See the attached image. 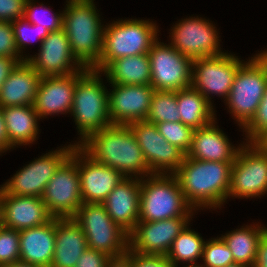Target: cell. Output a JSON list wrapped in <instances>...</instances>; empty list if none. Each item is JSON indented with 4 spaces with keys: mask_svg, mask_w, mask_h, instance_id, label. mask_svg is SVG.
Listing matches in <instances>:
<instances>
[{
    "mask_svg": "<svg viewBox=\"0 0 267 267\" xmlns=\"http://www.w3.org/2000/svg\"><path fill=\"white\" fill-rule=\"evenodd\" d=\"M94 161L120 171L126 178L152 174L128 125H111L89 135L78 145Z\"/></svg>",
    "mask_w": 267,
    "mask_h": 267,
    "instance_id": "cell-1",
    "label": "cell"
},
{
    "mask_svg": "<svg viewBox=\"0 0 267 267\" xmlns=\"http://www.w3.org/2000/svg\"><path fill=\"white\" fill-rule=\"evenodd\" d=\"M233 163L197 160L185 156L174 173L188 204L199 208L217 209L228 199Z\"/></svg>",
    "mask_w": 267,
    "mask_h": 267,
    "instance_id": "cell-2",
    "label": "cell"
},
{
    "mask_svg": "<svg viewBox=\"0 0 267 267\" xmlns=\"http://www.w3.org/2000/svg\"><path fill=\"white\" fill-rule=\"evenodd\" d=\"M66 2L62 29L68 36L73 55L84 68H94L102 54L105 27L101 22L99 11L94 0H66Z\"/></svg>",
    "mask_w": 267,
    "mask_h": 267,
    "instance_id": "cell-3",
    "label": "cell"
},
{
    "mask_svg": "<svg viewBox=\"0 0 267 267\" xmlns=\"http://www.w3.org/2000/svg\"><path fill=\"white\" fill-rule=\"evenodd\" d=\"M101 71L85 68L76 72V86L70 114L77 126L82 143L89 135L112 125L108 112V89Z\"/></svg>",
    "mask_w": 267,
    "mask_h": 267,
    "instance_id": "cell-4",
    "label": "cell"
},
{
    "mask_svg": "<svg viewBox=\"0 0 267 267\" xmlns=\"http://www.w3.org/2000/svg\"><path fill=\"white\" fill-rule=\"evenodd\" d=\"M194 211L174 174H150L141 179L139 221L192 217Z\"/></svg>",
    "mask_w": 267,
    "mask_h": 267,
    "instance_id": "cell-5",
    "label": "cell"
},
{
    "mask_svg": "<svg viewBox=\"0 0 267 267\" xmlns=\"http://www.w3.org/2000/svg\"><path fill=\"white\" fill-rule=\"evenodd\" d=\"M104 26L102 54L93 68L97 71L115 59L148 53L158 39L159 29L152 20L117 19Z\"/></svg>",
    "mask_w": 267,
    "mask_h": 267,
    "instance_id": "cell-6",
    "label": "cell"
},
{
    "mask_svg": "<svg viewBox=\"0 0 267 267\" xmlns=\"http://www.w3.org/2000/svg\"><path fill=\"white\" fill-rule=\"evenodd\" d=\"M247 61L238 68L225 101L240 129L253 118L267 87L266 65L256 54Z\"/></svg>",
    "mask_w": 267,
    "mask_h": 267,
    "instance_id": "cell-7",
    "label": "cell"
},
{
    "mask_svg": "<svg viewBox=\"0 0 267 267\" xmlns=\"http://www.w3.org/2000/svg\"><path fill=\"white\" fill-rule=\"evenodd\" d=\"M73 219L83 230L88 248L111 258L124 257L129 249V234L108 215L103 204L83 203Z\"/></svg>",
    "mask_w": 267,
    "mask_h": 267,
    "instance_id": "cell-8",
    "label": "cell"
},
{
    "mask_svg": "<svg viewBox=\"0 0 267 267\" xmlns=\"http://www.w3.org/2000/svg\"><path fill=\"white\" fill-rule=\"evenodd\" d=\"M243 142L231 167L228 198L267 194V153L256 142Z\"/></svg>",
    "mask_w": 267,
    "mask_h": 267,
    "instance_id": "cell-9",
    "label": "cell"
},
{
    "mask_svg": "<svg viewBox=\"0 0 267 267\" xmlns=\"http://www.w3.org/2000/svg\"><path fill=\"white\" fill-rule=\"evenodd\" d=\"M150 85L159 91H179L192 85V59L157 39L148 52Z\"/></svg>",
    "mask_w": 267,
    "mask_h": 267,
    "instance_id": "cell-10",
    "label": "cell"
},
{
    "mask_svg": "<svg viewBox=\"0 0 267 267\" xmlns=\"http://www.w3.org/2000/svg\"><path fill=\"white\" fill-rule=\"evenodd\" d=\"M243 63L244 60L227 52L218 56L194 59L192 61L191 86L211 104H213L211 102L213 94L222 97L225 102L230 94L238 68Z\"/></svg>",
    "mask_w": 267,
    "mask_h": 267,
    "instance_id": "cell-11",
    "label": "cell"
},
{
    "mask_svg": "<svg viewBox=\"0 0 267 267\" xmlns=\"http://www.w3.org/2000/svg\"><path fill=\"white\" fill-rule=\"evenodd\" d=\"M76 144L40 156L16 172L0 187L10 195L42 197L45 187L61 164L71 155Z\"/></svg>",
    "mask_w": 267,
    "mask_h": 267,
    "instance_id": "cell-12",
    "label": "cell"
},
{
    "mask_svg": "<svg viewBox=\"0 0 267 267\" xmlns=\"http://www.w3.org/2000/svg\"><path fill=\"white\" fill-rule=\"evenodd\" d=\"M41 198L53 217L68 218L77 213L83 199L77 162L71 156L57 169Z\"/></svg>",
    "mask_w": 267,
    "mask_h": 267,
    "instance_id": "cell-13",
    "label": "cell"
},
{
    "mask_svg": "<svg viewBox=\"0 0 267 267\" xmlns=\"http://www.w3.org/2000/svg\"><path fill=\"white\" fill-rule=\"evenodd\" d=\"M215 28L212 21L205 18H183L171 28L170 44L192 60L224 54L220 47L219 31Z\"/></svg>",
    "mask_w": 267,
    "mask_h": 267,
    "instance_id": "cell-14",
    "label": "cell"
},
{
    "mask_svg": "<svg viewBox=\"0 0 267 267\" xmlns=\"http://www.w3.org/2000/svg\"><path fill=\"white\" fill-rule=\"evenodd\" d=\"M152 174H174L186 154L170 144L158 132L157 126L147 120L128 124Z\"/></svg>",
    "mask_w": 267,
    "mask_h": 267,
    "instance_id": "cell-15",
    "label": "cell"
},
{
    "mask_svg": "<svg viewBox=\"0 0 267 267\" xmlns=\"http://www.w3.org/2000/svg\"><path fill=\"white\" fill-rule=\"evenodd\" d=\"M193 217H175L153 222L138 221L129 234V249L140 255L166 256L173 240Z\"/></svg>",
    "mask_w": 267,
    "mask_h": 267,
    "instance_id": "cell-16",
    "label": "cell"
},
{
    "mask_svg": "<svg viewBox=\"0 0 267 267\" xmlns=\"http://www.w3.org/2000/svg\"><path fill=\"white\" fill-rule=\"evenodd\" d=\"M39 46L37 55L27 56L26 61L41 77L70 75L85 69L73 55L63 29L49 32Z\"/></svg>",
    "mask_w": 267,
    "mask_h": 267,
    "instance_id": "cell-17",
    "label": "cell"
},
{
    "mask_svg": "<svg viewBox=\"0 0 267 267\" xmlns=\"http://www.w3.org/2000/svg\"><path fill=\"white\" fill-rule=\"evenodd\" d=\"M70 156L77 162L83 203L102 204L126 178L120 171L94 161L78 145Z\"/></svg>",
    "mask_w": 267,
    "mask_h": 267,
    "instance_id": "cell-18",
    "label": "cell"
},
{
    "mask_svg": "<svg viewBox=\"0 0 267 267\" xmlns=\"http://www.w3.org/2000/svg\"><path fill=\"white\" fill-rule=\"evenodd\" d=\"M111 84L108 112L112 125H128L146 120L155 89L151 85Z\"/></svg>",
    "mask_w": 267,
    "mask_h": 267,
    "instance_id": "cell-19",
    "label": "cell"
},
{
    "mask_svg": "<svg viewBox=\"0 0 267 267\" xmlns=\"http://www.w3.org/2000/svg\"><path fill=\"white\" fill-rule=\"evenodd\" d=\"M1 225L21 231L42 226L53 216L41 197L7 194L0 187Z\"/></svg>",
    "mask_w": 267,
    "mask_h": 267,
    "instance_id": "cell-20",
    "label": "cell"
},
{
    "mask_svg": "<svg viewBox=\"0 0 267 267\" xmlns=\"http://www.w3.org/2000/svg\"><path fill=\"white\" fill-rule=\"evenodd\" d=\"M75 86L76 73L42 77L33 103L39 118L54 114H70Z\"/></svg>",
    "mask_w": 267,
    "mask_h": 267,
    "instance_id": "cell-21",
    "label": "cell"
},
{
    "mask_svg": "<svg viewBox=\"0 0 267 267\" xmlns=\"http://www.w3.org/2000/svg\"><path fill=\"white\" fill-rule=\"evenodd\" d=\"M216 119L210 124L194 129L191 147L186 156L188 158L234 163L240 147L231 145L225 133L216 126Z\"/></svg>",
    "mask_w": 267,
    "mask_h": 267,
    "instance_id": "cell-22",
    "label": "cell"
},
{
    "mask_svg": "<svg viewBox=\"0 0 267 267\" xmlns=\"http://www.w3.org/2000/svg\"><path fill=\"white\" fill-rule=\"evenodd\" d=\"M140 178H125L102 203L110 218L130 234L139 221Z\"/></svg>",
    "mask_w": 267,
    "mask_h": 267,
    "instance_id": "cell-23",
    "label": "cell"
},
{
    "mask_svg": "<svg viewBox=\"0 0 267 267\" xmlns=\"http://www.w3.org/2000/svg\"><path fill=\"white\" fill-rule=\"evenodd\" d=\"M20 261L50 267L55 249V217L42 226L19 231Z\"/></svg>",
    "mask_w": 267,
    "mask_h": 267,
    "instance_id": "cell-24",
    "label": "cell"
},
{
    "mask_svg": "<svg viewBox=\"0 0 267 267\" xmlns=\"http://www.w3.org/2000/svg\"><path fill=\"white\" fill-rule=\"evenodd\" d=\"M87 248L86 236L73 217H55V249L50 267H75Z\"/></svg>",
    "mask_w": 267,
    "mask_h": 267,
    "instance_id": "cell-25",
    "label": "cell"
},
{
    "mask_svg": "<svg viewBox=\"0 0 267 267\" xmlns=\"http://www.w3.org/2000/svg\"><path fill=\"white\" fill-rule=\"evenodd\" d=\"M41 76L25 60L16 65L0 90V106L33 105Z\"/></svg>",
    "mask_w": 267,
    "mask_h": 267,
    "instance_id": "cell-26",
    "label": "cell"
},
{
    "mask_svg": "<svg viewBox=\"0 0 267 267\" xmlns=\"http://www.w3.org/2000/svg\"><path fill=\"white\" fill-rule=\"evenodd\" d=\"M9 144L25 146L33 144L38 138L40 120L33 105L2 107Z\"/></svg>",
    "mask_w": 267,
    "mask_h": 267,
    "instance_id": "cell-27",
    "label": "cell"
},
{
    "mask_svg": "<svg viewBox=\"0 0 267 267\" xmlns=\"http://www.w3.org/2000/svg\"><path fill=\"white\" fill-rule=\"evenodd\" d=\"M107 81L120 85H150L151 68L148 53L111 61L102 71Z\"/></svg>",
    "mask_w": 267,
    "mask_h": 267,
    "instance_id": "cell-28",
    "label": "cell"
},
{
    "mask_svg": "<svg viewBox=\"0 0 267 267\" xmlns=\"http://www.w3.org/2000/svg\"><path fill=\"white\" fill-rule=\"evenodd\" d=\"M176 99L180 122L193 129L204 127L217 119L214 105L192 86L176 91Z\"/></svg>",
    "mask_w": 267,
    "mask_h": 267,
    "instance_id": "cell-29",
    "label": "cell"
},
{
    "mask_svg": "<svg viewBox=\"0 0 267 267\" xmlns=\"http://www.w3.org/2000/svg\"><path fill=\"white\" fill-rule=\"evenodd\" d=\"M267 230L265 226L255 224L245 225L225 235L220 236L227 244L235 263L253 267L256 261V253L259 239Z\"/></svg>",
    "mask_w": 267,
    "mask_h": 267,
    "instance_id": "cell-30",
    "label": "cell"
},
{
    "mask_svg": "<svg viewBox=\"0 0 267 267\" xmlns=\"http://www.w3.org/2000/svg\"><path fill=\"white\" fill-rule=\"evenodd\" d=\"M188 224L184 230L173 240L166 258L174 265L196 264L202 258L205 240L196 231L189 229Z\"/></svg>",
    "mask_w": 267,
    "mask_h": 267,
    "instance_id": "cell-31",
    "label": "cell"
},
{
    "mask_svg": "<svg viewBox=\"0 0 267 267\" xmlns=\"http://www.w3.org/2000/svg\"><path fill=\"white\" fill-rule=\"evenodd\" d=\"M146 120L154 124L180 121L176 91L155 90Z\"/></svg>",
    "mask_w": 267,
    "mask_h": 267,
    "instance_id": "cell-32",
    "label": "cell"
},
{
    "mask_svg": "<svg viewBox=\"0 0 267 267\" xmlns=\"http://www.w3.org/2000/svg\"><path fill=\"white\" fill-rule=\"evenodd\" d=\"M33 1L34 0H26L25 3L24 18L28 22L35 25H42L49 32L62 29L63 11L59 14L54 12L53 14H49V12H51L50 8L46 7L43 3L35 5Z\"/></svg>",
    "mask_w": 267,
    "mask_h": 267,
    "instance_id": "cell-33",
    "label": "cell"
},
{
    "mask_svg": "<svg viewBox=\"0 0 267 267\" xmlns=\"http://www.w3.org/2000/svg\"><path fill=\"white\" fill-rule=\"evenodd\" d=\"M158 132L166 139L170 144L178 147L185 154L191 147V141L194 129L188 125L177 122H161L155 124Z\"/></svg>",
    "mask_w": 267,
    "mask_h": 267,
    "instance_id": "cell-34",
    "label": "cell"
},
{
    "mask_svg": "<svg viewBox=\"0 0 267 267\" xmlns=\"http://www.w3.org/2000/svg\"><path fill=\"white\" fill-rule=\"evenodd\" d=\"M201 259L204 267H225L235 263L233 254L221 237L205 241Z\"/></svg>",
    "mask_w": 267,
    "mask_h": 267,
    "instance_id": "cell-35",
    "label": "cell"
},
{
    "mask_svg": "<svg viewBox=\"0 0 267 267\" xmlns=\"http://www.w3.org/2000/svg\"><path fill=\"white\" fill-rule=\"evenodd\" d=\"M11 23L14 30L16 48L22 58L27 60V55H23V49H26L27 44L30 45L31 42L36 41L33 35H36L35 37L40 40L41 44L43 39L49 34V31L42 25H35L28 22L24 17ZM32 33L35 34L32 35Z\"/></svg>",
    "mask_w": 267,
    "mask_h": 267,
    "instance_id": "cell-36",
    "label": "cell"
},
{
    "mask_svg": "<svg viewBox=\"0 0 267 267\" xmlns=\"http://www.w3.org/2000/svg\"><path fill=\"white\" fill-rule=\"evenodd\" d=\"M20 261L19 231L0 225V267Z\"/></svg>",
    "mask_w": 267,
    "mask_h": 267,
    "instance_id": "cell-37",
    "label": "cell"
},
{
    "mask_svg": "<svg viewBox=\"0 0 267 267\" xmlns=\"http://www.w3.org/2000/svg\"><path fill=\"white\" fill-rule=\"evenodd\" d=\"M246 142H258L267 134V87L251 121L243 128Z\"/></svg>",
    "mask_w": 267,
    "mask_h": 267,
    "instance_id": "cell-38",
    "label": "cell"
},
{
    "mask_svg": "<svg viewBox=\"0 0 267 267\" xmlns=\"http://www.w3.org/2000/svg\"><path fill=\"white\" fill-rule=\"evenodd\" d=\"M0 56L15 58L19 63L25 61L16 48L11 22L0 21Z\"/></svg>",
    "mask_w": 267,
    "mask_h": 267,
    "instance_id": "cell-39",
    "label": "cell"
},
{
    "mask_svg": "<svg viewBox=\"0 0 267 267\" xmlns=\"http://www.w3.org/2000/svg\"><path fill=\"white\" fill-rule=\"evenodd\" d=\"M125 257L132 263V267H174L166 256L140 255L128 249Z\"/></svg>",
    "mask_w": 267,
    "mask_h": 267,
    "instance_id": "cell-40",
    "label": "cell"
},
{
    "mask_svg": "<svg viewBox=\"0 0 267 267\" xmlns=\"http://www.w3.org/2000/svg\"><path fill=\"white\" fill-rule=\"evenodd\" d=\"M26 0H0V21L12 22L24 17Z\"/></svg>",
    "mask_w": 267,
    "mask_h": 267,
    "instance_id": "cell-41",
    "label": "cell"
},
{
    "mask_svg": "<svg viewBox=\"0 0 267 267\" xmlns=\"http://www.w3.org/2000/svg\"><path fill=\"white\" fill-rule=\"evenodd\" d=\"M112 258L106 253L87 248L79 257L75 267H108Z\"/></svg>",
    "mask_w": 267,
    "mask_h": 267,
    "instance_id": "cell-42",
    "label": "cell"
},
{
    "mask_svg": "<svg viewBox=\"0 0 267 267\" xmlns=\"http://www.w3.org/2000/svg\"><path fill=\"white\" fill-rule=\"evenodd\" d=\"M253 267H267V230L259 239L256 253V261Z\"/></svg>",
    "mask_w": 267,
    "mask_h": 267,
    "instance_id": "cell-43",
    "label": "cell"
},
{
    "mask_svg": "<svg viewBox=\"0 0 267 267\" xmlns=\"http://www.w3.org/2000/svg\"><path fill=\"white\" fill-rule=\"evenodd\" d=\"M19 62L12 57L0 56V90L4 81Z\"/></svg>",
    "mask_w": 267,
    "mask_h": 267,
    "instance_id": "cell-44",
    "label": "cell"
},
{
    "mask_svg": "<svg viewBox=\"0 0 267 267\" xmlns=\"http://www.w3.org/2000/svg\"><path fill=\"white\" fill-rule=\"evenodd\" d=\"M10 149H14L9 144V137L6 131V124L3 117L2 107L0 106V155Z\"/></svg>",
    "mask_w": 267,
    "mask_h": 267,
    "instance_id": "cell-45",
    "label": "cell"
},
{
    "mask_svg": "<svg viewBox=\"0 0 267 267\" xmlns=\"http://www.w3.org/2000/svg\"><path fill=\"white\" fill-rule=\"evenodd\" d=\"M108 267H132V263L124 256L120 258H112Z\"/></svg>",
    "mask_w": 267,
    "mask_h": 267,
    "instance_id": "cell-46",
    "label": "cell"
},
{
    "mask_svg": "<svg viewBox=\"0 0 267 267\" xmlns=\"http://www.w3.org/2000/svg\"><path fill=\"white\" fill-rule=\"evenodd\" d=\"M4 267H41V266L32 265L29 263L18 261V262H14L13 264H10Z\"/></svg>",
    "mask_w": 267,
    "mask_h": 267,
    "instance_id": "cell-47",
    "label": "cell"
},
{
    "mask_svg": "<svg viewBox=\"0 0 267 267\" xmlns=\"http://www.w3.org/2000/svg\"><path fill=\"white\" fill-rule=\"evenodd\" d=\"M261 60L262 62L266 65L267 67V50L265 51H260L258 54H256Z\"/></svg>",
    "mask_w": 267,
    "mask_h": 267,
    "instance_id": "cell-48",
    "label": "cell"
},
{
    "mask_svg": "<svg viewBox=\"0 0 267 267\" xmlns=\"http://www.w3.org/2000/svg\"><path fill=\"white\" fill-rule=\"evenodd\" d=\"M260 147H267V134L258 142H256Z\"/></svg>",
    "mask_w": 267,
    "mask_h": 267,
    "instance_id": "cell-49",
    "label": "cell"
},
{
    "mask_svg": "<svg viewBox=\"0 0 267 267\" xmlns=\"http://www.w3.org/2000/svg\"><path fill=\"white\" fill-rule=\"evenodd\" d=\"M225 267H248V266L245 264H241V263H232V264L227 265Z\"/></svg>",
    "mask_w": 267,
    "mask_h": 267,
    "instance_id": "cell-50",
    "label": "cell"
},
{
    "mask_svg": "<svg viewBox=\"0 0 267 267\" xmlns=\"http://www.w3.org/2000/svg\"><path fill=\"white\" fill-rule=\"evenodd\" d=\"M174 267H178V265L174 266ZM183 267H204L202 264H187V265H183Z\"/></svg>",
    "mask_w": 267,
    "mask_h": 267,
    "instance_id": "cell-51",
    "label": "cell"
},
{
    "mask_svg": "<svg viewBox=\"0 0 267 267\" xmlns=\"http://www.w3.org/2000/svg\"><path fill=\"white\" fill-rule=\"evenodd\" d=\"M0 225H1V202H0Z\"/></svg>",
    "mask_w": 267,
    "mask_h": 267,
    "instance_id": "cell-52",
    "label": "cell"
},
{
    "mask_svg": "<svg viewBox=\"0 0 267 267\" xmlns=\"http://www.w3.org/2000/svg\"><path fill=\"white\" fill-rule=\"evenodd\" d=\"M267 153V147H261Z\"/></svg>",
    "mask_w": 267,
    "mask_h": 267,
    "instance_id": "cell-53",
    "label": "cell"
}]
</instances>
